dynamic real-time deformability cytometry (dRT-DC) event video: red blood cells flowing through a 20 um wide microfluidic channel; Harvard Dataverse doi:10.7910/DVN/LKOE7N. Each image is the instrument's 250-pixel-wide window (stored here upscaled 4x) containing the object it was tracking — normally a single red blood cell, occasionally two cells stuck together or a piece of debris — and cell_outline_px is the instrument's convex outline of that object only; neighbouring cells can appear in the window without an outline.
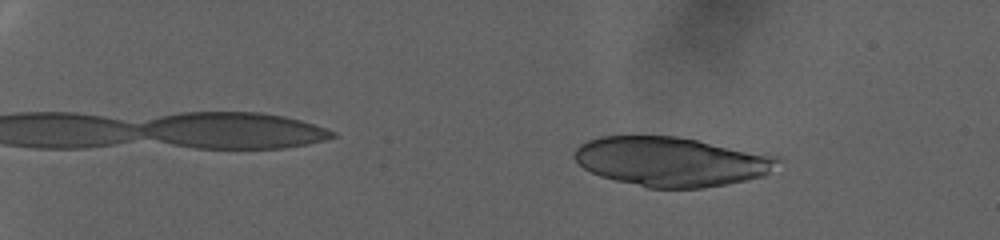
{"species": "human", "species_latin": "Homo sapiens", "temperature_condition": "warm", "stored_images_in_passage": 35, "camera_frame_rate_fps": 3000, "um_per_image_px": 0.085, "donor": {"sex": "female"}, "frame": {"image": 1, "passage_image": 14, "time_ms": 4.333, "image_size_px": [1000, 240], "cell_outline_px": [[784, 160], [764, 176], [704, 188], [648, 188], [600, 176], [584, 168], [572, 156], [576, 148], [580, 144], [588, 140], [600, 136], [676, 136], [780, 156]], "centroid_in_image_um": [57.07, 13.73], "position_along_channel_um": 27.9, "area_um2": 58.55}}